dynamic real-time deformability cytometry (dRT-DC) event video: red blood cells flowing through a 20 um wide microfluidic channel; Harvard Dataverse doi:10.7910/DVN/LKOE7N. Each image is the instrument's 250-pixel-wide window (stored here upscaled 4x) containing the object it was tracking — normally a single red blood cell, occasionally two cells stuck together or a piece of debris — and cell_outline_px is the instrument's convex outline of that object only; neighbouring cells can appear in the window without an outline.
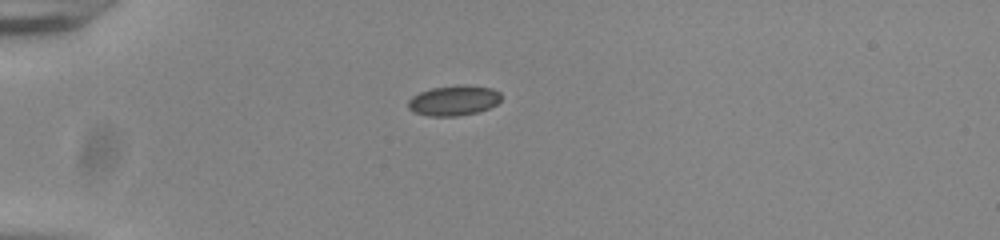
{"species": "common noctule bat (a hibernating species)", "species_latin": "Nyctalus noctula", "temperature_condition": "room temperature", "stored_images_in_passage": 40, "camera_frame_rate_fps": 3000, "um_per_image_px": 0.085, "animal": {"sex": "male", "body_mass_g": 20.0, "forearm_length_mm": 53.3}, "frame": {"image": 1, "passage_image": 1, "time_ms": 0.0, "image_size_px": [1000, 240], "cell_outline_px": [[500, 100], [496, 104], [488, 108], [476, 112], [456, 116], [428, 116], [416, 112], [408, 108], [408, 100], [412, 96], [420, 92], [432, 88], [460, 84], [464, 84], [492, 88], [500, 92]], "centroid_in_image_um": [38.56, 8.53], "position_along_channel_um": 46.4, "area_um2": 16.3}}
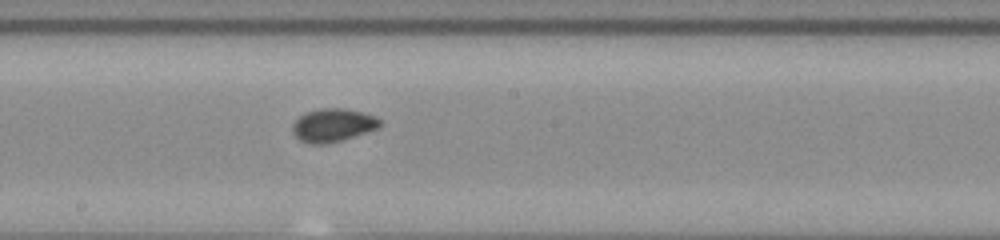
{"frame": {"image": 2, "passage_image": 17, "time_ms": 5.333, "image_size_px": [1000, 240], "cell_outline_px": [[380, 128], [328, 144], [308, 144], [300, 140], [292, 132], [292, 124], [304, 112], [320, 108], [344, 108], [376, 116], [380, 120]], "centroid_in_image_um": [28.28, 10.64], "position_along_channel_um": 219.9, "area_um2": 16.99}}
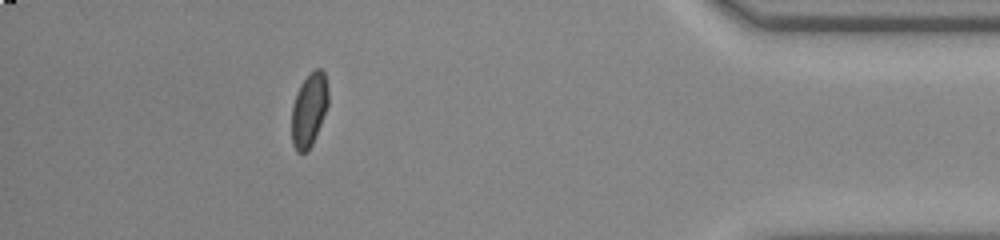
{"frame": {"image": 3, "passage_image": 35, "time_ms": 11.333, "image_size_px": [1000, 240], "cell_outline_px": [[328, 104], [312, 144], [308, 152], [296, 152], [292, 144], [292, 104], [296, 92], [300, 84], [316, 68], [320, 68], [324, 72], [328, 92]], "centroid_in_image_um": [26.25, 9.35], "position_along_channel_um": 409.0, "area_um2": 15.55}, "authors_computed_cell_mechanics": {"area_um2": 16.0684, "velocity_mm_per_s": 3.843, "shape_relaxation_time_tau1_ms": 3.7179, "shape_relaxation_time_tau2_ms": null, "deformation_change_tau1": 0.0935, "deformation_change_tau2": null}}